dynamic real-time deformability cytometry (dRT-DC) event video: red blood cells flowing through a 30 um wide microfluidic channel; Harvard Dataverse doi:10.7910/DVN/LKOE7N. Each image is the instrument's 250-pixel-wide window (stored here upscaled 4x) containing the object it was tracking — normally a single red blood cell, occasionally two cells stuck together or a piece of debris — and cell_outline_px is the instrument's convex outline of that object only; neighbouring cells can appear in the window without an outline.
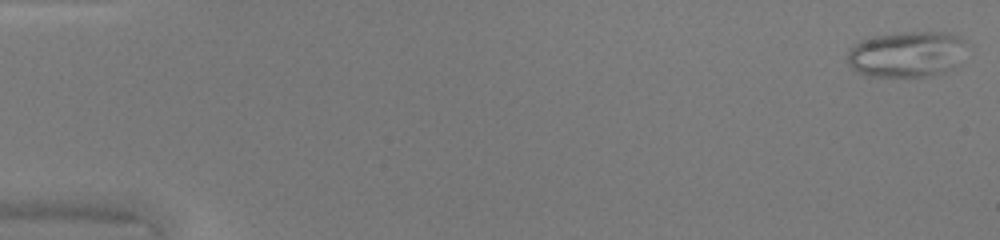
{"species": "common noctule bat (a hibernating species)", "species_latin": "Nyctalus noctula", "temperature_condition": "warm", "stored_images_in_passage": 48, "camera_frame_rate_fps": 3000, "um_per_image_px": 0.085, "animal": {"sex": "female", "body_mass_g": 20.0, "forearm_length_mm": 54.0}, "frame": {"image": 1, "passage_image": 1, "time_ms": 0.0, "image_size_px": [1000, 240], "cell_outline_px": [[964, 40], [956, 64], [948, 72], [928, 76], [864, 76], [856, 72], [848, 64], [848, 48], [860, 40], [876, 36], [900, 32], [944, 32], [960, 36]], "centroid_in_image_um": [76.99, 4.61], "position_along_channel_um": 8.0, "area_um2": 31.67}}
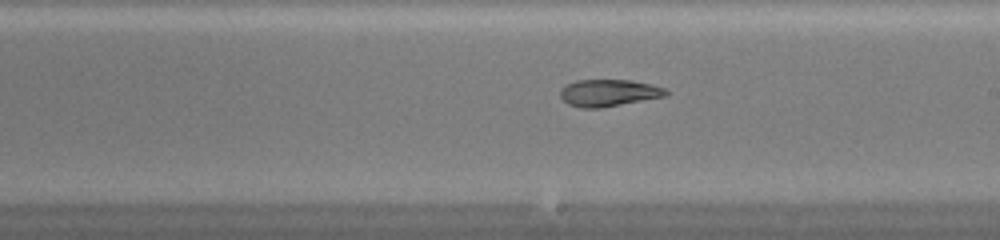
{"frame": {"image": 2, "passage_image": 28, "time_ms": 9.0, "image_size_px": [1000, 240], "cell_outline_px": [[668, 92], [664, 96], [600, 108], [580, 108], [568, 104], [560, 96], [560, 88], [576, 80], [632, 80], [664, 88]], "centroid_in_image_um": [51.68, 7.89], "position_along_channel_um": 237.3, "area_um2": 16.36}}
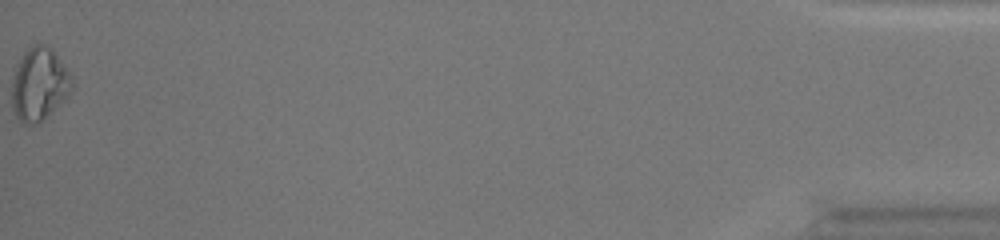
{"frame": {"image": 3, "passage_image": 48, "time_ms": 15.667, "image_size_px": [1000, 240], "cell_outline_px": [[72, 88], [68, 96], [64, 100], [36, 124], [24, 124], [16, 116], [12, 108], [12, 76], [24, 52], [32, 44], [44, 44], [56, 56], [72, 76]], "centroid_in_image_um": [3.31, 7.17], "position_along_channel_um": 431.9, "area_um2": 24.97}}